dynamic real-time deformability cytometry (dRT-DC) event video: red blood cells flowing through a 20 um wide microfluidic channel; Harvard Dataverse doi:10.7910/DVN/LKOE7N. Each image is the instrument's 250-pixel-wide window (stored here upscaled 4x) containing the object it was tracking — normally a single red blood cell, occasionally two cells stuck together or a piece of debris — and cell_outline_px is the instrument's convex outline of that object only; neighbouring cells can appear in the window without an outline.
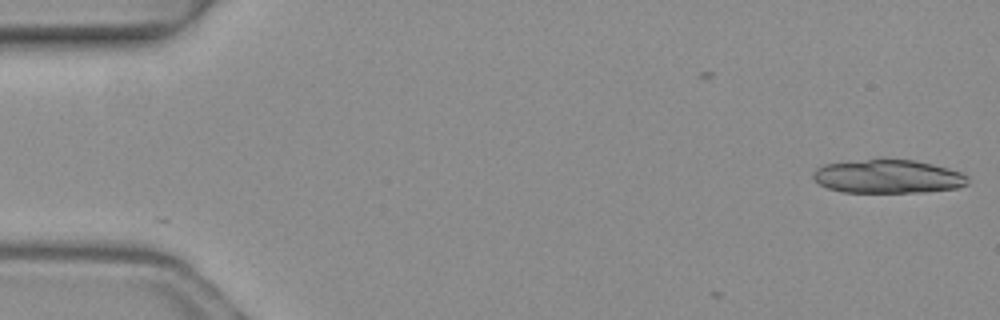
{"species": "common noctule bat (a hibernating species)", "species_latin": "Nyctalus noctula", "temperature_condition": "warm", "stored_images_in_passage": 5, "camera_frame_rate_fps": 3000, "um_per_image_px": 0.085, "animal": {"sex": "female", "body_mass_g": 19.3, "forearm_length_mm": 54.1}, "frame": {"image": 1, "passage_image": 1, "time_ms": 0.0, "image_size_px": [1000, 320], "cell_outline_px": [[968, 184], [956, 188], [924, 192], [840, 192], [828, 188], [820, 184], [812, 176], [812, 172], [816, 168], [824, 164], [884, 156], [916, 160], [948, 168], [960, 172], [968, 176]], "centroid_in_image_um": [75.45, 14.96], "position_along_channel_um": 9.5, "area_um2": 31.1}}